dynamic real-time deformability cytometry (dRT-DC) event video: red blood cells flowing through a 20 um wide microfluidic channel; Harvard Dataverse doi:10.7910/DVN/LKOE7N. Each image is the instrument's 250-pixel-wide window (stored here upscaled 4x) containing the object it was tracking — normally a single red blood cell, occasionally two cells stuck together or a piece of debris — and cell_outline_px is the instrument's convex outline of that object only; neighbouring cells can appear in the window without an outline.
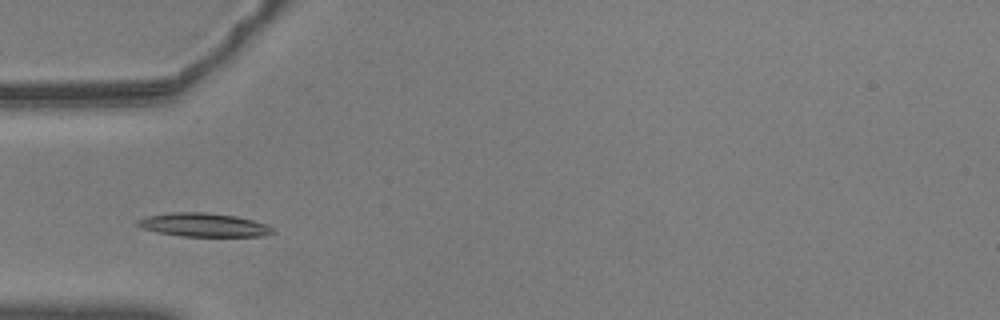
{"species": "common noctule bat (a hibernating species)", "species_latin": "Nyctalus noctula", "temperature_condition": "warm", "stored_images_in_passage": 42, "camera_frame_rate_fps": 3000, "um_per_image_px": 0.085, "animal": {"sex": "male", "body_mass_g": 20.5, "forearm_length_mm": 52.5}, "frame": {"image": 1, "passage_image": 3, "time_ms": 0.667, "image_size_px": [1000, 320], "cell_outline_px": [[276, 232], [264, 236], [180, 236], [156, 232], [144, 228], [136, 224], [136, 220], [144, 216], [172, 212], [208, 212], [236, 216], [268, 224], [276, 228]], "centroid_in_image_um": [17.34, 19.11], "position_along_channel_um": 67.7, "area_um2": 18.84}}
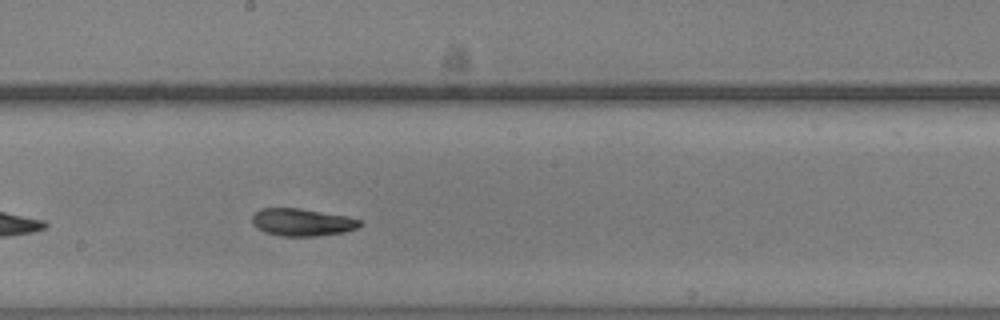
{"frame": {"image": 2, "passage_image": 16, "time_ms": 5.0, "image_size_px": [1000, 320], "cell_outline_px": [[360, 224], [356, 228], [344, 232], [316, 236], [280, 236], [264, 232], [256, 228], [252, 224], [252, 216], [260, 208], [300, 208], [348, 216], [360, 220]], "centroid_in_image_um": [25.63, 18.89], "position_along_channel_um": 222.6, "area_um2": 17.28}}
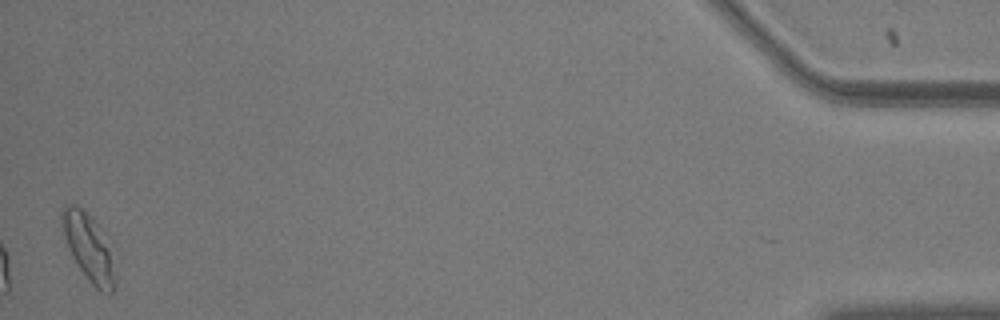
{"frame": {"image": 3, "passage_image": 41, "time_ms": 13.333, "image_size_px": [1000, 320], "cell_outline_px": [[116, 280], [112, 292], [100, 292], [88, 280], [76, 264], [72, 256], [64, 236], [60, 224], [60, 212], [64, 204], [76, 204], [92, 216], [112, 240], [116, 276]], "centroid_in_image_um": [7.59, 20.98], "position_along_channel_um": 427.6, "area_um2": 21.96}, "authors_computed_cell_mechanics": {"area_um2": 17.6001, "velocity_mm_per_s": 3.5548, "shape_relaxation_time_tau1_ms": 2.7252, "shape_relaxation_time_tau2_ms": 3.3192, "deformation_change_tau1": 0.162, "deformation_change_tau2": 0.1002}}